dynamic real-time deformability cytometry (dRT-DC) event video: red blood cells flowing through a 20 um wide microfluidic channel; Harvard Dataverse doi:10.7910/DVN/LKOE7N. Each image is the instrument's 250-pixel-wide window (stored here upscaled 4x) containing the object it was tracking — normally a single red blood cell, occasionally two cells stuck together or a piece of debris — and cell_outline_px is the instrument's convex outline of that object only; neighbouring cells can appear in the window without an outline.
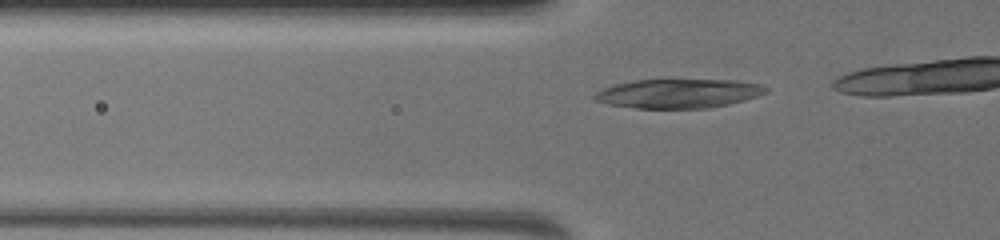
{"species": "common noctule bat (a hibernating species)", "species_latin": "Nyctalus noctula", "temperature_condition": "warm", "stored_images_in_passage": 14, "camera_frame_rate_fps": 3000, "um_per_image_px": 0.085, "animal": {"sex": "female", "body_mass_g": 19.5, "forearm_length_mm": 54.1}, "frame": {"image": 1, "passage_image": 4, "time_ms": 1.333, "image_size_px": [1000, 240], "cell_outline_px": [[768, 92], [756, 96], [728, 104], [708, 108], [636, 108], [608, 104], [596, 100], [596, 92], [604, 88], [616, 84], [632, 80], [732, 80], [760, 84], [768, 88]], "centroid_in_image_um": [57.68, 7.94], "position_along_channel_um": 68.1, "area_um2": 28.67}}
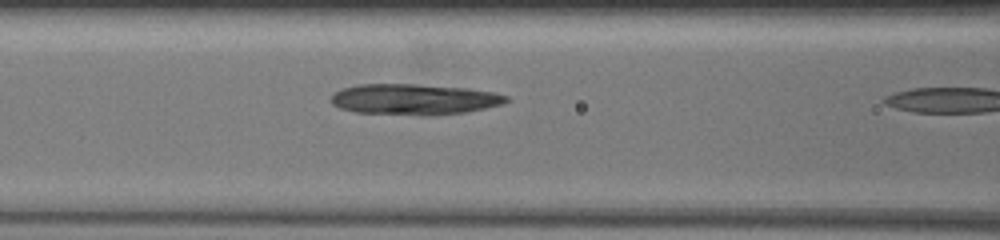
{"frame": {"image": 2, "passage_image": 12, "time_ms": 3.0, "image_size_px": [1000, 240], "cell_outline_px": [[508, 100], [504, 104], [464, 112], [432, 116], [424, 116], [356, 112], [340, 108], [332, 104], [332, 96], [336, 92], [344, 88], [356, 84], [416, 84], [468, 88], [492, 92], [508, 96]], "centroid_in_image_um": [35.21, 8.45], "position_along_channel_um": 131.4, "area_um2": 31.5}}